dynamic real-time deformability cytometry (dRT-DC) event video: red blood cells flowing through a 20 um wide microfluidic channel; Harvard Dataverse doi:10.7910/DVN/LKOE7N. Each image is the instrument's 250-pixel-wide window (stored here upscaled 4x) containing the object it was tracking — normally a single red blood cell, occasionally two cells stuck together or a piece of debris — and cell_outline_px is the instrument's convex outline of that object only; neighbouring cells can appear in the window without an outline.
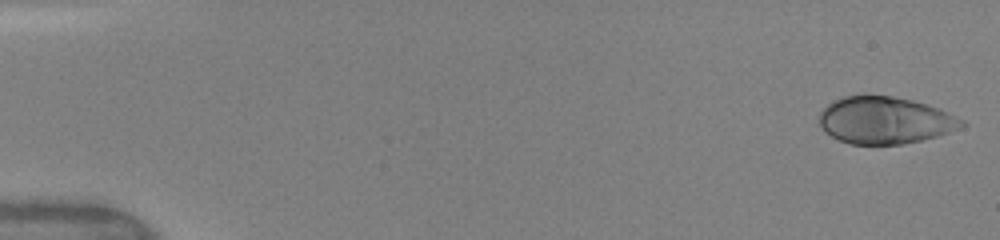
{"species": "human", "species_latin": "Homo sapiens", "temperature_condition": "warm", "stored_images_in_passage": 27, "camera_frame_rate_fps": 3000, "um_per_image_px": 0.085, "donor": {"sex": "female"}, "frame": {"image": 1, "passage_image": 1, "time_ms": 0.0, "image_size_px": [1000, 240], "cell_outline_px": [[968, 124], [960, 128], [924, 140], [904, 144], [848, 144], [824, 132], [816, 120], [820, 112], [832, 100], [844, 96], [892, 96], [912, 100], [928, 104], [948, 112], [964, 120]], "centroid_in_image_um": [75.21, 10.23], "position_along_channel_um": 9.8, "area_um2": 39.3}}
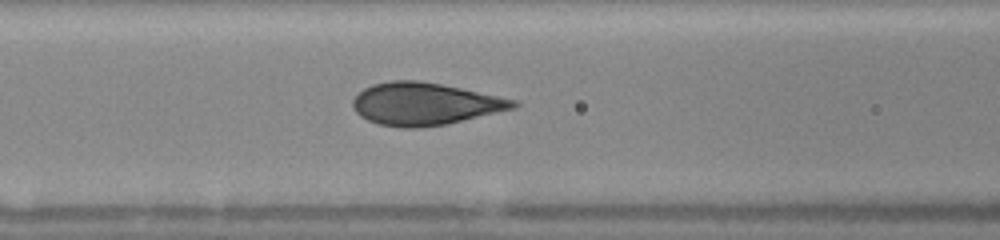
{"frame": {"image": 2, "passage_image": 13, "time_ms": 6.667, "image_size_px": [1000, 240], "cell_outline_px": [[520, 104], [516, 108], [448, 124], [416, 128], [400, 128], [380, 124], [368, 120], [360, 116], [356, 112], [352, 104], [352, 100], [364, 88], [372, 84], [392, 80], [416, 80], [440, 84], [460, 88], [516, 100]], "centroid_in_image_um": [36.1, 8.84], "position_along_channel_um": 130.5, "area_um2": 39.54}}
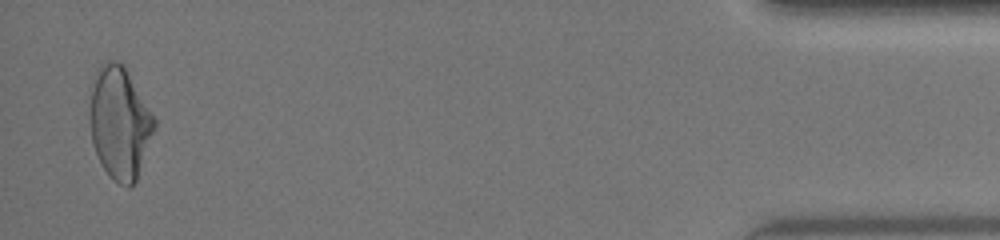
{"frame": {"image": 3, "passage_image": 27, "time_ms": 15.667, "image_size_px": [1000, 240], "cell_outline_px": [[156, 128], [136, 180], [128, 188], [112, 180], [104, 168], [92, 144], [88, 112], [92, 88], [96, 72], [100, 64], [104, 60], [112, 60], [124, 64], [156, 120]], "centroid_in_image_um": [10.17, 10.42], "position_along_channel_um": 425.0, "area_um2": 42.37}, "authors_computed_cell_mechanics": {"area_um2": 39.5352, "velocity_mm_per_s": 4.0955, "shape_relaxation_time_tau1_ms": 4.9954, "shape_relaxation_time_tau2_ms": null, "deformation_change_tau1": 0.1925, "deformation_change_tau2": null}}